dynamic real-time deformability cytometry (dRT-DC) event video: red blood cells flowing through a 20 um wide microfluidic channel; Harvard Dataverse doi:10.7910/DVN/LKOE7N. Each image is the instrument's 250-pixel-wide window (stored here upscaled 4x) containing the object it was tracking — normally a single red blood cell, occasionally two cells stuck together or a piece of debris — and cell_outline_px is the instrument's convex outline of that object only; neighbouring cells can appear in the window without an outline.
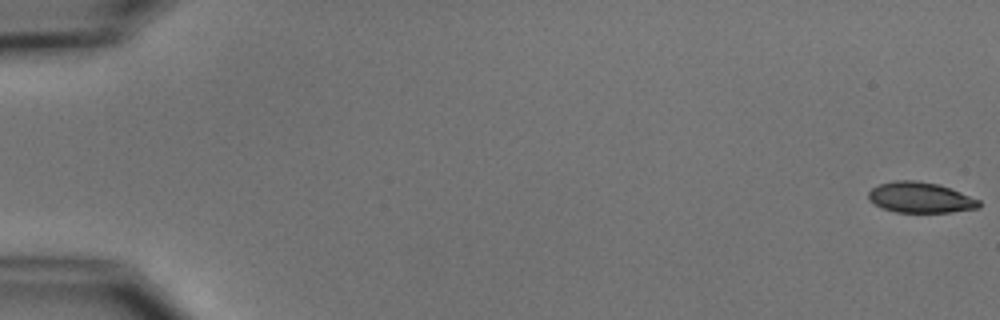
{"species": "common noctule bat (a hibernating species)", "species_latin": "Nyctalus noctula", "temperature_condition": "cold", "stored_images_in_passage": 10, "camera_frame_rate_fps": 3000, "um_per_image_px": 0.085, "animal": {"sex": "male", "body_mass_g": 15.6}, "frame": {"image": 1, "passage_image": 1, "time_ms": 0.0, "image_size_px": [1000, 320], "cell_outline_px": [[980, 208], [952, 212], [896, 212], [884, 208], [868, 200], [868, 192], [872, 188], [880, 184], [892, 180], [916, 180], [940, 184], [980, 200]], "centroid_in_image_um": [78.24, 16.78], "position_along_channel_um": 6.8, "area_um2": 19.77}}
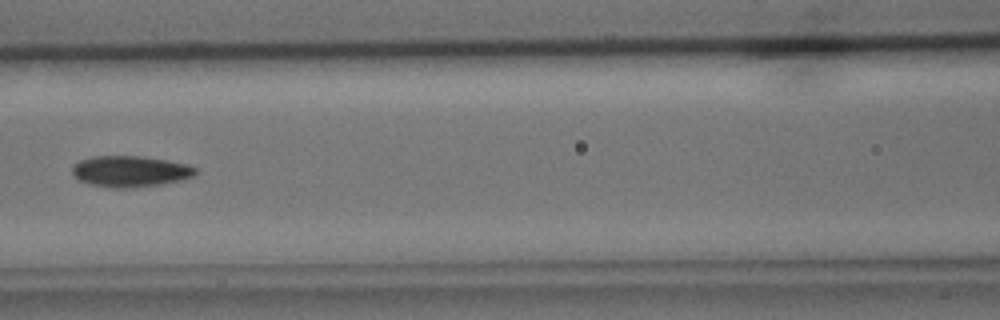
{"frame": {"image": 2, "passage_image": 8, "time_ms": 8.333, "image_size_px": [1000, 320], "cell_outline_px": [[196, 176], [180, 180], [160, 184], [132, 188], [112, 188], [88, 184], [76, 180], [72, 176], [72, 164], [80, 160], [92, 156], [140, 156], [188, 164], [196, 168]], "centroid_in_image_um": [11.01, 14.57], "position_along_channel_um": 155.6, "area_um2": 22.6}}
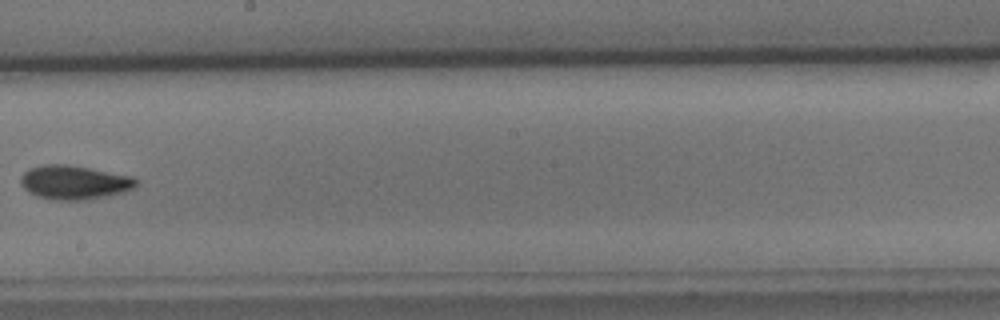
{"frame": {"image": 3, "passage_image": 10, "time_ms": 10.667, "image_size_px": [1000, 320], "cell_outline_px": [[140, 180], [136, 188], [124, 192], [88, 200], [56, 200], [36, 196], [24, 188], [20, 184], [20, 176], [28, 168], [44, 164], [64, 164], [88, 168], [132, 176]], "centroid_in_image_um": [6.33, 15.5], "position_along_channel_um": 241.9, "area_um2": 23.06}}